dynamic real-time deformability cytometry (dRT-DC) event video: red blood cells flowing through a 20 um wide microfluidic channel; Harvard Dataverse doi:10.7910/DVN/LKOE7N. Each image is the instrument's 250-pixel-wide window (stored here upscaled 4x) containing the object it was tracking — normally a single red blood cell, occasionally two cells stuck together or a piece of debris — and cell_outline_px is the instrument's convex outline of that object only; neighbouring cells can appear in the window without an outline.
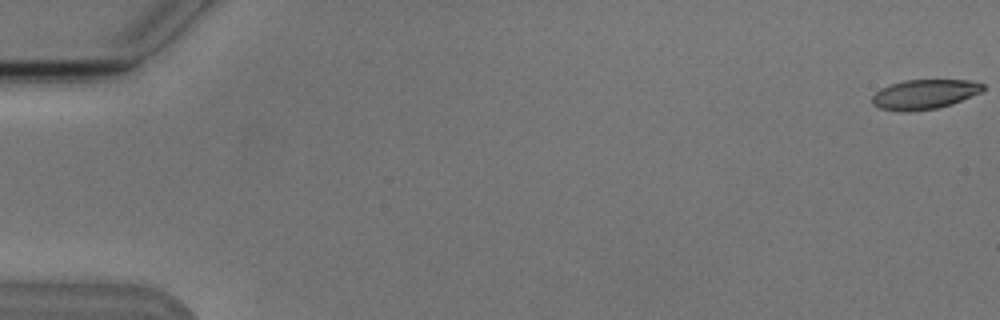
{"species": "Egyptian fruit bat (a non-hibernating species)", "species_latin": "Rousettus aegyptiacus", "temperature_condition": "cold", "stored_images_in_passage": 5, "camera_frame_rate_fps": 3000, "um_per_image_px": 0.085, "animal": {"sex": "male"}, "frame": {"image": 1, "passage_image": 1, "time_ms": 0.0, "image_size_px": [1000, 320], "cell_outline_px": [[984, 88], [980, 92], [952, 104], [936, 108], [904, 112], [880, 108], [872, 104], [872, 96], [880, 88], [904, 80], [972, 80], [984, 84]], "centroid_in_image_um": [78.56, 8.01], "position_along_channel_um": 6.4, "area_um2": 19.02}}